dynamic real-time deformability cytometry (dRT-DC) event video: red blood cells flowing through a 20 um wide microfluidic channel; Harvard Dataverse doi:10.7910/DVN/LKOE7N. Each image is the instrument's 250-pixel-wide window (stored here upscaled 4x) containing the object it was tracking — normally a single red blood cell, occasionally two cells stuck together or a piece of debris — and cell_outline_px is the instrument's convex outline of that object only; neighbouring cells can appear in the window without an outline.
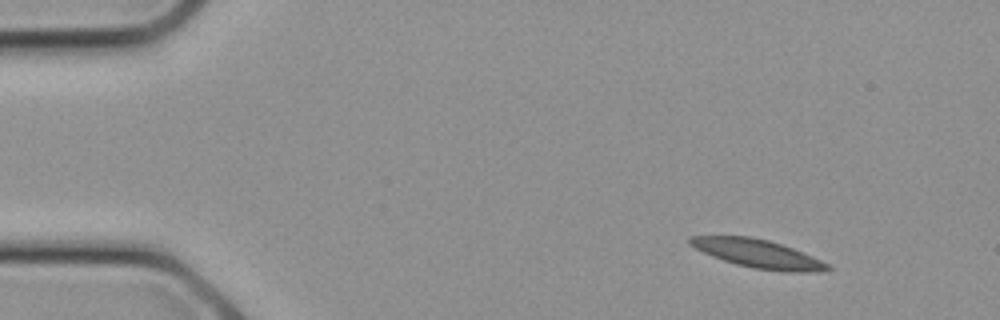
{"species": "common noctule bat (a hibernating species)", "species_latin": "Nyctalus noctula", "temperature_condition": "cold", "stored_images_in_passage": 10, "camera_frame_rate_fps": 3000, "um_per_image_px": 0.085, "animal": {"sex": "female", "body_mass_g": 21.9}, "frame": {"image": 1, "passage_image": 2, "time_ms": 0.333, "image_size_px": [1000, 320], "cell_outline_px": [[832, 268], [816, 272], [784, 272], [752, 268], [736, 264], [712, 256], [688, 244], [688, 236], [748, 236], [768, 240], [792, 248], [812, 256], [828, 264]], "centroid_in_image_um": [64.4, 21.57], "position_along_channel_um": 20.6, "area_um2": 22.54}}
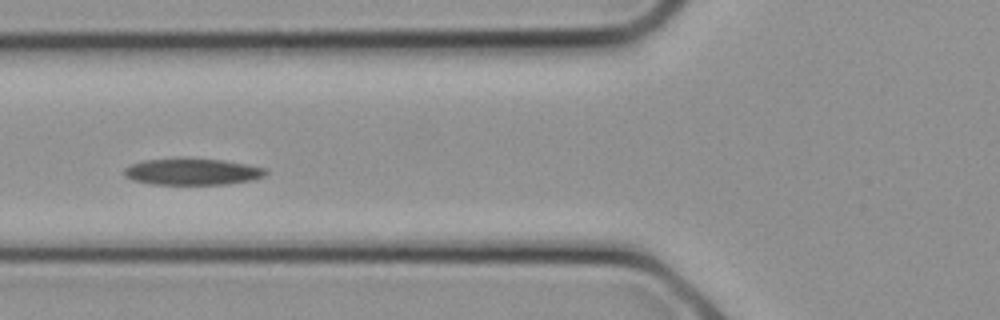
{"frame": {"image": 2, "passage_image": 9, "time_ms": 2.667, "image_size_px": [1000, 320], "cell_outline_px": [[268, 172], [264, 176], [252, 180], [224, 184], [152, 184], [132, 180], [124, 176], [124, 168], [132, 164], [144, 160], [176, 156], [184, 156], [224, 160], [264, 168]], "centroid_in_image_um": [16.29, 14.56], "position_along_channel_um": 109.5, "area_um2": 22.43}}